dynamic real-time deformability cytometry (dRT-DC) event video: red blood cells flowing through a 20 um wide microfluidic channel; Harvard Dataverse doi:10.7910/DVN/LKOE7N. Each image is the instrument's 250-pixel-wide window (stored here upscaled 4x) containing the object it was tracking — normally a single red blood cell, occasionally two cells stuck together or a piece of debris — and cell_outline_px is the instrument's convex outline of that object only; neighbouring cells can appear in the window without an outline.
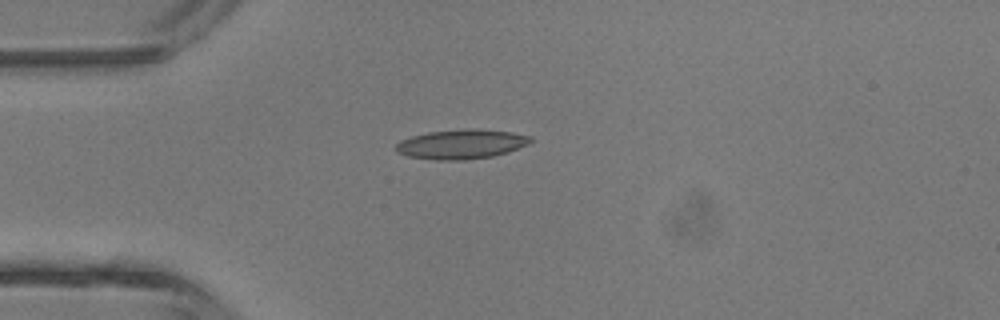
{"species": "common noctule bat (a hibernating species)", "species_latin": "Nyctalus noctula", "temperature_condition": "room temperature", "stored_images_in_passage": 2, "camera_frame_rate_fps": 3000, "um_per_image_px": 0.085, "animal": {"sex": "male", "body_mass_g": 13.3}, "frame": {"image": 1, "passage_image": 2, "time_ms": 1.333, "image_size_px": [1000, 320], "cell_outline_px": [[532, 140], [528, 144], [508, 152], [492, 156], [464, 160], [436, 160], [408, 156], [396, 152], [396, 144], [400, 140], [412, 136], [428, 132], [512, 132], [532, 136]], "centroid_in_image_um": [39.17, 12.31], "position_along_channel_um": 45.8, "area_um2": 21.91}}